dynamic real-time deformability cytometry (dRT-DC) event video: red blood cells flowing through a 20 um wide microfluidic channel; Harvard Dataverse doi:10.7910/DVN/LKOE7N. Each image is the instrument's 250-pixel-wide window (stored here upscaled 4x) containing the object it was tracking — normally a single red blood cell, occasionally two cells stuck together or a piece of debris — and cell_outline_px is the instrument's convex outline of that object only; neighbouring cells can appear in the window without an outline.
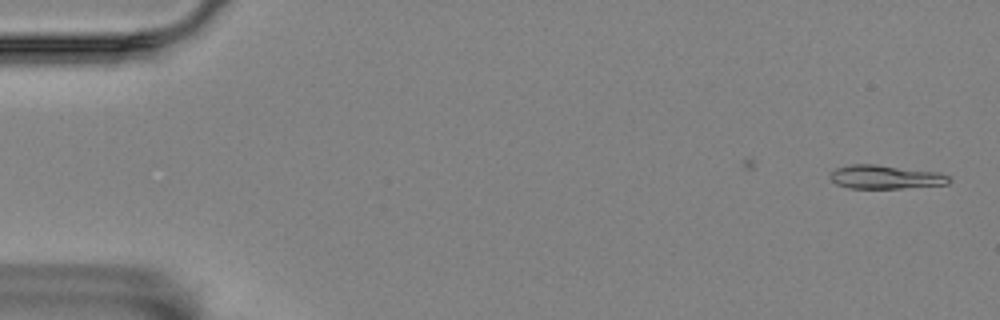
{"species": "Egyptian fruit bat (a non-hibernating species)", "species_latin": "Rousettus aegyptiacus", "temperature_condition": "room temperature", "stored_images_in_passage": 2, "camera_frame_rate_fps": 3000, "um_per_image_px": 0.085, "animal": {"sex": "female"}, "frame": {"image": 1, "passage_image": 2, "time_ms": 0.333, "image_size_px": [1000, 320], "cell_outline_px": [[952, 180], [948, 184], [900, 188], [848, 188], [836, 184], [832, 180], [832, 172], [836, 168], [852, 164], [876, 164], [940, 172], [948, 176]], "centroid_in_image_um": [75.3, 15.04], "position_along_channel_um": 9.7, "area_um2": 16.36}}